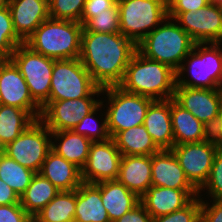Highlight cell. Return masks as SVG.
<instances>
[{
    "mask_svg": "<svg viewBox=\"0 0 222 222\" xmlns=\"http://www.w3.org/2000/svg\"><path fill=\"white\" fill-rule=\"evenodd\" d=\"M51 135L62 139L59 145L52 142L51 150L82 169L87 162L92 141L73 130L51 132Z\"/></svg>",
    "mask_w": 222,
    "mask_h": 222,
    "instance_id": "cell-26",
    "label": "cell"
},
{
    "mask_svg": "<svg viewBox=\"0 0 222 222\" xmlns=\"http://www.w3.org/2000/svg\"><path fill=\"white\" fill-rule=\"evenodd\" d=\"M195 42L180 25L167 22L152 31L137 44V51L144 57L170 66L176 77L186 71L181 62L188 57Z\"/></svg>",
    "mask_w": 222,
    "mask_h": 222,
    "instance_id": "cell-3",
    "label": "cell"
},
{
    "mask_svg": "<svg viewBox=\"0 0 222 222\" xmlns=\"http://www.w3.org/2000/svg\"><path fill=\"white\" fill-rule=\"evenodd\" d=\"M204 187L209 189L214 200H222V150L216 153L208 180L200 190Z\"/></svg>",
    "mask_w": 222,
    "mask_h": 222,
    "instance_id": "cell-37",
    "label": "cell"
},
{
    "mask_svg": "<svg viewBox=\"0 0 222 222\" xmlns=\"http://www.w3.org/2000/svg\"><path fill=\"white\" fill-rule=\"evenodd\" d=\"M0 104L24 109L36 120L42 111L31 97L24 77L11 59L0 60Z\"/></svg>",
    "mask_w": 222,
    "mask_h": 222,
    "instance_id": "cell-16",
    "label": "cell"
},
{
    "mask_svg": "<svg viewBox=\"0 0 222 222\" xmlns=\"http://www.w3.org/2000/svg\"><path fill=\"white\" fill-rule=\"evenodd\" d=\"M112 139L122 155H153L161 150L143 124L120 131Z\"/></svg>",
    "mask_w": 222,
    "mask_h": 222,
    "instance_id": "cell-27",
    "label": "cell"
},
{
    "mask_svg": "<svg viewBox=\"0 0 222 222\" xmlns=\"http://www.w3.org/2000/svg\"><path fill=\"white\" fill-rule=\"evenodd\" d=\"M101 102L87 96L79 99L47 101L41 108L39 120L51 132L72 130ZM44 120V121H43Z\"/></svg>",
    "mask_w": 222,
    "mask_h": 222,
    "instance_id": "cell-14",
    "label": "cell"
},
{
    "mask_svg": "<svg viewBox=\"0 0 222 222\" xmlns=\"http://www.w3.org/2000/svg\"><path fill=\"white\" fill-rule=\"evenodd\" d=\"M210 3L222 4V0H209Z\"/></svg>",
    "mask_w": 222,
    "mask_h": 222,
    "instance_id": "cell-47",
    "label": "cell"
},
{
    "mask_svg": "<svg viewBox=\"0 0 222 222\" xmlns=\"http://www.w3.org/2000/svg\"><path fill=\"white\" fill-rule=\"evenodd\" d=\"M26 222H42L37 216H30Z\"/></svg>",
    "mask_w": 222,
    "mask_h": 222,
    "instance_id": "cell-45",
    "label": "cell"
},
{
    "mask_svg": "<svg viewBox=\"0 0 222 222\" xmlns=\"http://www.w3.org/2000/svg\"><path fill=\"white\" fill-rule=\"evenodd\" d=\"M101 105L102 102L93 111L87 114L72 130L75 133L85 136L86 138L90 139L92 142L106 141L110 139L111 136L109 134L107 127V117H105L103 123L100 126H98V129L96 127L95 129L92 130L93 127L91 128V126H89L90 125L89 121L93 119L95 111H97V109L101 107ZM95 137H97L98 139H96Z\"/></svg>",
    "mask_w": 222,
    "mask_h": 222,
    "instance_id": "cell-36",
    "label": "cell"
},
{
    "mask_svg": "<svg viewBox=\"0 0 222 222\" xmlns=\"http://www.w3.org/2000/svg\"><path fill=\"white\" fill-rule=\"evenodd\" d=\"M209 3V0H167V12L197 11Z\"/></svg>",
    "mask_w": 222,
    "mask_h": 222,
    "instance_id": "cell-40",
    "label": "cell"
},
{
    "mask_svg": "<svg viewBox=\"0 0 222 222\" xmlns=\"http://www.w3.org/2000/svg\"><path fill=\"white\" fill-rule=\"evenodd\" d=\"M3 152V147L0 145V153Z\"/></svg>",
    "mask_w": 222,
    "mask_h": 222,
    "instance_id": "cell-48",
    "label": "cell"
},
{
    "mask_svg": "<svg viewBox=\"0 0 222 222\" xmlns=\"http://www.w3.org/2000/svg\"><path fill=\"white\" fill-rule=\"evenodd\" d=\"M122 154L112 138L106 141L92 142L88 159L81 169V178L85 183L96 184L107 180H116Z\"/></svg>",
    "mask_w": 222,
    "mask_h": 222,
    "instance_id": "cell-15",
    "label": "cell"
},
{
    "mask_svg": "<svg viewBox=\"0 0 222 222\" xmlns=\"http://www.w3.org/2000/svg\"><path fill=\"white\" fill-rule=\"evenodd\" d=\"M9 5V0H0V8L7 7Z\"/></svg>",
    "mask_w": 222,
    "mask_h": 222,
    "instance_id": "cell-46",
    "label": "cell"
},
{
    "mask_svg": "<svg viewBox=\"0 0 222 222\" xmlns=\"http://www.w3.org/2000/svg\"><path fill=\"white\" fill-rule=\"evenodd\" d=\"M114 222H152V217L145 207L139 203L132 210L125 213L121 218Z\"/></svg>",
    "mask_w": 222,
    "mask_h": 222,
    "instance_id": "cell-42",
    "label": "cell"
},
{
    "mask_svg": "<svg viewBox=\"0 0 222 222\" xmlns=\"http://www.w3.org/2000/svg\"><path fill=\"white\" fill-rule=\"evenodd\" d=\"M96 184L100 187L102 203L107 210L110 222L121 218L140 203V198L117 179Z\"/></svg>",
    "mask_w": 222,
    "mask_h": 222,
    "instance_id": "cell-24",
    "label": "cell"
},
{
    "mask_svg": "<svg viewBox=\"0 0 222 222\" xmlns=\"http://www.w3.org/2000/svg\"><path fill=\"white\" fill-rule=\"evenodd\" d=\"M36 119L26 110L0 104V145L13 142Z\"/></svg>",
    "mask_w": 222,
    "mask_h": 222,
    "instance_id": "cell-29",
    "label": "cell"
},
{
    "mask_svg": "<svg viewBox=\"0 0 222 222\" xmlns=\"http://www.w3.org/2000/svg\"><path fill=\"white\" fill-rule=\"evenodd\" d=\"M117 4V0H86L81 24L84 25L90 18L97 14L108 13V9L113 8Z\"/></svg>",
    "mask_w": 222,
    "mask_h": 222,
    "instance_id": "cell-38",
    "label": "cell"
},
{
    "mask_svg": "<svg viewBox=\"0 0 222 222\" xmlns=\"http://www.w3.org/2000/svg\"><path fill=\"white\" fill-rule=\"evenodd\" d=\"M76 190L59 193L36 215L42 222H74Z\"/></svg>",
    "mask_w": 222,
    "mask_h": 222,
    "instance_id": "cell-30",
    "label": "cell"
},
{
    "mask_svg": "<svg viewBox=\"0 0 222 222\" xmlns=\"http://www.w3.org/2000/svg\"><path fill=\"white\" fill-rule=\"evenodd\" d=\"M198 194L197 189H173L151 185L140 198V203L152 218H156L182 209Z\"/></svg>",
    "mask_w": 222,
    "mask_h": 222,
    "instance_id": "cell-17",
    "label": "cell"
},
{
    "mask_svg": "<svg viewBox=\"0 0 222 222\" xmlns=\"http://www.w3.org/2000/svg\"><path fill=\"white\" fill-rule=\"evenodd\" d=\"M81 60H54L48 101L79 99L102 93Z\"/></svg>",
    "mask_w": 222,
    "mask_h": 222,
    "instance_id": "cell-5",
    "label": "cell"
},
{
    "mask_svg": "<svg viewBox=\"0 0 222 222\" xmlns=\"http://www.w3.org/2000/svg\"><path fill=\"white\" fill-rule=\"evenodd\" d=\"M143 125L161 150L172 149L174 135L172 130L171 99L155 100L147 110Z\"/></svg>",
    "mask_w": 222,
    "mask_h": 222,
    "instance_id": "cell-21",
    "label": "cell"
},
{
    "mask_svg": "<svg viewBox=\"0 0 222 222\" xmlns=\"http://www.w3.org/2000/svg\"><path fill=\"white\" fill-rule=\"evenodd\" d=\"M29 217L21 204L0 205V222H26Z\"/></svg>",
    "mask_w": 222,
    "mask_h": 222,
    "instance_id": "cell-39",
    "label": "cell"
},
{
    "mask_svg": "<svg viewBox=\"0 0 222 222\" xmlns=\"http://www.w3.org/2000/svg\"><path fill=\"white\" fill-rule=\"evenodd\" d=\"M212 136L215 143L218 145L219 150H222V113L216 128L212 131Z\"/></svg>",
    "mask_w": 222,
    "mask_h": 222,
    "instance_id": "cell-44",
    "label": "cell"
},
{
    "mask_svg": "<svg viewBox=\"0 0 222 222\" xmlns=\"http://www.w3.org/2000/svg\"><path fill=\"white\" fill-rule=\"evenodd\" d=\"M172 130L174 145L202 142L212 136V131L191 112L171 99Z\"/></svg>",
    "mask_w": 222,
    "mask_h": 222,
    "instance_id": "cell-22",
    "label": "cell"
},
{
    "mask_svg": "<svg viewBox=\"0 0 222 222\" xmlns=\"http://www.w3.org/2000/svg\"><path fill=\"white\" fill-rule=\"evenodd\" d=\"M39 173L59 191L76 190L83 183L81 169L52 150L44 160Z\"/></svg>",
    "mask_w": 222,
    "mask_h": 222,
    "instance_id": "cell-23",
    "label": "cell"
},
{
    "mask_svg": "<svg viewBox=\"0 0 222 222\" xmlns=\"http://www.w3.org/2000/svg\"><path fill=\"white\" fill-rule=\"evenodd\" d=\"M83 25L77 21L45 20L24 42L33 51L54 60L77 59Z\"/></svg>",
    "mask_w": 222,
    "mask_h": 222,
    "instance_id": "cell-4",
    "label": "cell"
},
{
    "mask_svg": "<svg viewBox=\"0 0 222 222\" xmlns=\"http://www.w3.org/2000/svg\"><path fill=\"white\" fill-rule=\"evenodd\" d=\"M167 17L181 23L195 43L222 42V12L220 4L209 3L197 11L167 12ZM184 25V26H183Z\"/></svg>",
    "mask_w": 222,
    "mask_h": 222,
    "instance_id": "cell-12",
    "label": "cell"
},
{
    "mask_svg": "<svg viewBox=\"0 0 222 222\" xmlns=\"http://www.w3.org/2000/svg\"><path fill=\"white\" fill-rule=\"evenodd\" d=\"M23 43L14 30L9 7L0 8V60L10 59L15 48Z\"/></svg>",
    "mask_w": 222,
    "mask_h": 222,
    "instance_id": "cell-32",
    "label": "cell"
},
{
    "mask_svg": "<svg viewBox=\"0 0 222 222\" xmlns=\"http://www.w3.org/2000/svg\"><path fill=\"white\" fill-rule=\"evenodd\" d=\"M10 59L24 77L31 97L42 107L49 100L54 59L33 51L25 43L15 48Z\"/></svg>",
    "mask_w": 222,
    "mask_h": 222,
    "instance_id": "cell-8",
    "label": "cell"
},
{
    "mask_svg": "<svg viewBox=\"0 0 222 222\" xmlns=\"http://www.w3.org/2000/svg\"><path fill=\"white\" fill-rule=\"evenodd\" d=\"M83 31L119 33L120 20L117 4L113 8L108 9V13L97 14L95 17L90 18L83 25Z\"/></svg>",
    "mask_w": 222,
    "mask_h": 222,
    "instance_id": "cell-34",
    "label": "cell"
},
{
    "mask_svg": "<svg viewBox=\"0 0 222 222\" xmlns=\"http://www.w3.org/2000/svg\"><path fill=\"white\" fill-rule=\"evenodd\" d=\"M109 96L107 127L111 138L118 132L143 124L149 106L155 101L123 90L119 86H109L102 90Z\"/></svg>",
    "mask_w": 222,
    "mask_h": 222,
    "instance_id": "cell-7",
    "label": "cell"
},
{
    "mask_svg": "<svg viewBox=\"0 0 222 222\" xmlns=\"http://www.w3.org/2000/svg\"><path fill=\"white\" fill-rule=\"evenodd\" d=\"M137 45L123 34L82 31L79 59L101 88L118 86Z\"/></svg>",
    "mask_w": 222,
    "mask_h": 222,
    "instance_id": "cell-1",
    "label": "cell"
},
{
    "mask_svg": "<svg viewBox=\"0 0 222 222\" xmlns=\"http://www.w3.org/2000/svg\"><path fill=\"white\" fill-rule=\"evenodd\" d=\"M41 123V120H36L13 142L3 147L4 154L35 173H39L52 145L47 137L51 131Z\"/></svg>",
    "mask_w": 222,
    "mask_h": 222,
    "instance_id": "cell-9",
    "label": "cell"
},
{
    "mask_svg": "<svg viewBox=\"0 0 222 222\" xmlns=\"http://www.w3.org/2000/svg\"><path fill=\"white\" fill-rule=\"evenodd\" d=\"M152 186L173 189H196L187 179L171 149H162L152 155Z\"/></svg>",
    "mask_w": 222,
    "mask_h": 222,
    "instance_id": "cell-19",
    "label": "cell"
},
{
    "mask_svg": "<svg viewBox=\"0 0 222 222\" xmlns=\"http://www.w3.org/2000/svg\"><path fill=\"white\" fill-rule=\"evenodd\" d=\"M213 201L211 207L201 201V222H222V200Z\"/></svg>",
    "mask_w": 222,
    "mask_h": 222,
    "instance_id": "cell-41",
    "label": "cell"
},
{
    "mask_svg": "<svg viewBox=\"0 0 222 222\" xmlns=\"http://www.w3.org/2000/svg\"><path fill=\"white\" fill-rule=\"evenodd\" d=\"M117 6L120 33L136 45L148 34L143 31L168 19L167 0H117Z\"/></svg>",
    "mask_w": 222,
    "mask_h": 222,
    "instance_id": "cell-6",
    "label": "cell"
},
{
    "mask_svg": "<svg viewBox=\"0 0 222 222\" xmlns=\"http://www.w3.org/2000/svg\"><path fill=\"white\" fill-rule=\"evenodd\" d=\"M36 173L8 157L3 152L0 153V179L11 187L20 196L30 185Z\"/></svg>",
    "mask_w": 222,
    "mask_h": 222,
    "instance_id": "cell-31",
    "label": "cell"
},
{
    "mask_svg": "<svg viewBox=\"0 0 222 222\" xmlns=\"http://www.w3.org/2000/svg\"><path fill=\"white\" fill-rule=\"evenodd\" d=\"M14 30L25 42L49 15V0H9Z\"/></svg>",
    "mask_w": 222,
    "mask_h": 222,
    "instance_id": "cell-18",
    "label": "cell"
},
{
    "mask_svg": "<svg viewBox=\"0 0 222 222\" xmlns=\"http://www.w3.org/2000/svg\"><path fill=\"white\" fill-rule=\"evenodd\" d=\"M152 222H201V199L193 198L182 209L152 218Z\"/></svg>",
    "mask_w": 222,
    "mask_h": 222,
    "instance_id": "cell-35",
    "label": "cell"
},
{
    "mask_svg": "<svg viewBox=\"0 0 222 222\" xmlns=\"http://www.w3.org/2000/svg\"><path fill=\"white\" fill-rule=\"evenodd\" d=\"M59 190L40 173H36L26 191L20 196V204L30 216H36Z\"/></svg>",
    "mask_w": 222,
    "mask_h": 222,
    "instance_id": "cell-28",
    "label": "cell"
},
{
    "mask_svg": "<svg viewBox=\"0 0 222 222\" xmlns=\"http://www.w3.org/2000/svg\"><path fill=\"white\" fill-rule=\"evenodd\" d=\"M74 222H110L97 184L83 182L76 189Z\"/></svg>",
    "mask_w": 222,
    "mask_h": 222,
    "instance_id": "cell-25",
    "label": "cell"
},
{
    "mask_svg": "<svg viewBox=\"0 0 222 222\" xmlns=\"http://www.w3.org/2000/svg\"><path fill=\"white\" fill-rule=\"evenodd\" d=\"M85 2L86 0H49L50 18L81 23Z\"/></svg>",
    "mask_w": 222,
    "mask_h": 222,
    "instance_id": "cell-33",
    "label": "cell"
},
{
    "mask_svg": "<svg viewBox=\"0 0 222 222\" xmlns=\"http://www.w3.org/2000/svg\"><path fill=\"white\" fill-rule=\"evenodd\" d=\"M118 86L127 92L153 100H169L174 98L176 71L166 64L148 59L136 51Z\"/></svg>",
    "mask_w": 222,
    "mask_h": 222,
    "instance_id": "cell-2",
    "label": "cell"
},
{
    "mask_svg": "<svg viewBox=\"0 0 222 222\" xmlns=\"http://www.w3.org/2000/svg\"><path fill=\"white\" fill-rule=\"evenodd\" d=\"M213 131L222 113V88L176 86L173 98Z\"/></svg>",
    "mask_w": 222,
    "mask_h": 222,
    "instance_id": "cell-13",
    "label": "cell"
},
{
    "mask_svg": "<svg viewBox=\"0 0 222 222\" xmlns=\"http://www.w3.org/2000/svg\"><path fill=\"white\" fill-rule=\"evenodd\" d=\"M9 204H20V198L11 187L0 179V205Z\"/></svg>",
    "mask_w": 222,
    "mask_h": 222,
    "instance_id": "cell-43",
    "label": "cell"
},
{
    "mask_svg": "<svg viewBox=\"0 0 222 222\" xmlns=\"http://www.w3.org/2000/svg\"><path fill=\"white\" fill-rule=\"evenodd\" d=\"M152 155H122L117 180L141 198L152 185Z\"/></svg>",
    "mask_w": 222,
    "mask_h": 222,
    "instance_id": "cell-20",
    "label": "cell"
},
{
    "mask_svg": "<svg viewBox=\"0 0 222 222\" xmlns=\"http://www.w3.org/2000/svg\"><path fill=\"white\" fill-rule=\"evenodd\" d=\"M171 150L187 179L200 192L208 180L214 157L219 150L213 136L202 142L174 145Z\"/></svg>",
    "mask_w": 222,
    "mask_h": 222,
    "instance_id": "cell-11",
    "label": "cell"
},
{
    "mask_svg": "<svg viewBox=\"0 0 222 222\" xmlns=\"http://www.w3.org/2000/svg\"><path fill=\"white\" fill-rule=\"evenodd\" d=\"M210 47H205L204 43H195L192 51L188 71L192 72V80H181L176 77V86H186L190 88H222V49L220 43H210ZM203 45V48L201 47ZM199 48V49H198ZM198 50V52H194Z\"/></svg>",
    "mask_w": 222,
    "mask_h": 222,
    "instance_id": "cell-10",
    "label": "cell"
}]
</instances>
